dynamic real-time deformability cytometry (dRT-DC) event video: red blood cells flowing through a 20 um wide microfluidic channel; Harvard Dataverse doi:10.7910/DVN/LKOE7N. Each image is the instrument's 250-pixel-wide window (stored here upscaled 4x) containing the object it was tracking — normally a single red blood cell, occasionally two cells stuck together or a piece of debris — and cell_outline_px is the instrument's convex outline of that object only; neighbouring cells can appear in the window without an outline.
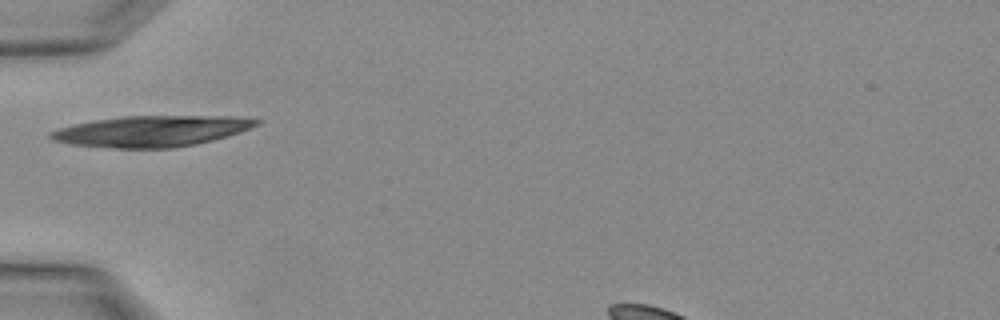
{"species": "Egyptian fruit bat (a non-hibernating species)", "species_latin": "Rousettus aegyptiacus", "temperature_condition": "warm", "stored_images_in_passage": 5, "segment_of_instrument_passage": [2, 3], "camera_frame_rate_fps": 3000, "um_per_image_px": 0.085, "animal": {"sex": "female"}, "frame": {"image": 1, "passage_image": 4, "time_ms": 1.0, "image_size_px": [1000, 320], "cell_outline_px": [[264, 120], [260, 124], [240, 132], [228, 136], [196, 144], [172, 148], [116, 148], [72, 144], [52, 140], [48, 136], [48, 132], [56, 128], [72, 124], [96, 120], [124, 116], [232, 116]], "centroid_in_image_um": [12.88, 11.14], "position_along_channel_um": 72.1, "area_um2": 37.22}}